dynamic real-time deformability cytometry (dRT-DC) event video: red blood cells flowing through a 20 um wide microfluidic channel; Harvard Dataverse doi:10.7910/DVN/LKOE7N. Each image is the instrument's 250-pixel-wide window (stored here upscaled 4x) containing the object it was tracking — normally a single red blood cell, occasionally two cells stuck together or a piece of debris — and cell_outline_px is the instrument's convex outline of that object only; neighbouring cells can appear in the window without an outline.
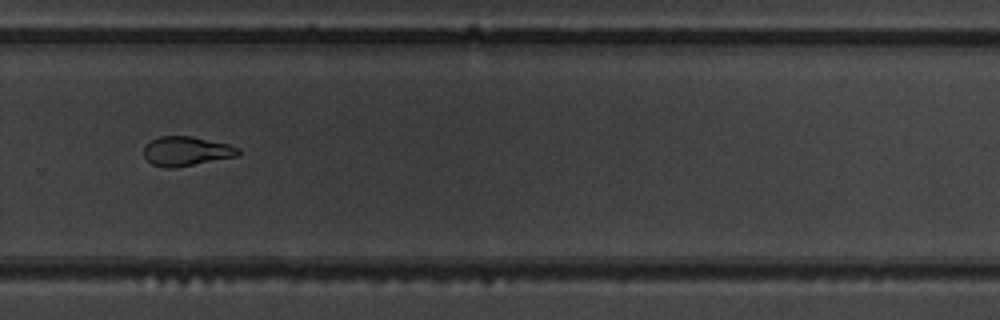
{"species": "common noctule bat (a hibernating species)", "species_latin": "Nyctalus noctula", "temperature_condition": "warm", "stored_images_in_passage": 15, "camera_frame_rate_fps": 3000, "um_per_image_px": 0.085, "animal": {"sex": "male", "body_mass_g": 19.5, "forearm_length_mm": 54.6}, "frame": {"image": 1, "passage_image": 11, "time_ms": 13.333, "image_size_px": [1000, 320], "cell_outline_px": [[240, 156], [172, 168], [168, 168], [152, 164], [144, 156], [144, 148], [152, 140], [160, 136], [192, 136], [228, 144], [240, 148]], "centroid_in_image_um": [15.88, 12.85], "position_along_channel_um": 313.9, "area_um2": 16.07}}
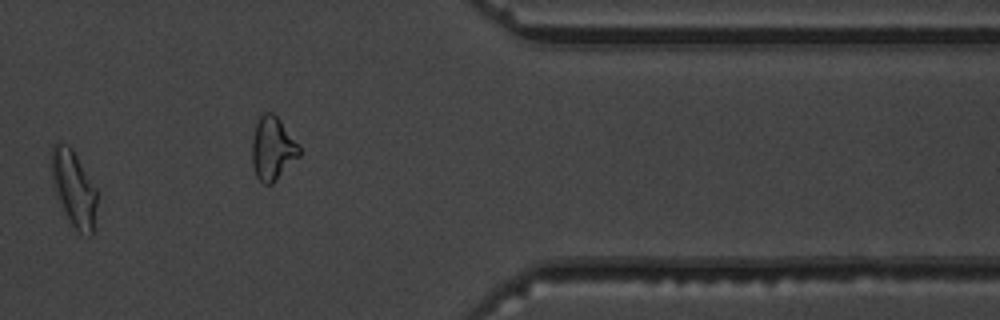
{"frame": {"image": 2, "passage_image": 13, "time_ms": 15.667, "image_size_px": [1000, 320], "cell_outline_px": [[96, 204], [92, 236], [88, 236], [80, 232], [72, 224], [64, 212], [52, 184], [52, 144], [56, 140], [68, 144], [72, 148], [96, 188]], "centroid_in_image_um": [6.26, 15.96], "position_along_channel_um": 405.1, "area_um2": 19.88}, "authors_computed_cell_mechanics": {"area_um2": 19.8832, "velocity_mm_per_s": 3.7216, "shape_relaxation_time_tau1_ms": 4.3429, "shape_relaxation_time_tau2_ms": null, "deformation_change_tau1": 0.1337, "deformation_change_tau2": null}}